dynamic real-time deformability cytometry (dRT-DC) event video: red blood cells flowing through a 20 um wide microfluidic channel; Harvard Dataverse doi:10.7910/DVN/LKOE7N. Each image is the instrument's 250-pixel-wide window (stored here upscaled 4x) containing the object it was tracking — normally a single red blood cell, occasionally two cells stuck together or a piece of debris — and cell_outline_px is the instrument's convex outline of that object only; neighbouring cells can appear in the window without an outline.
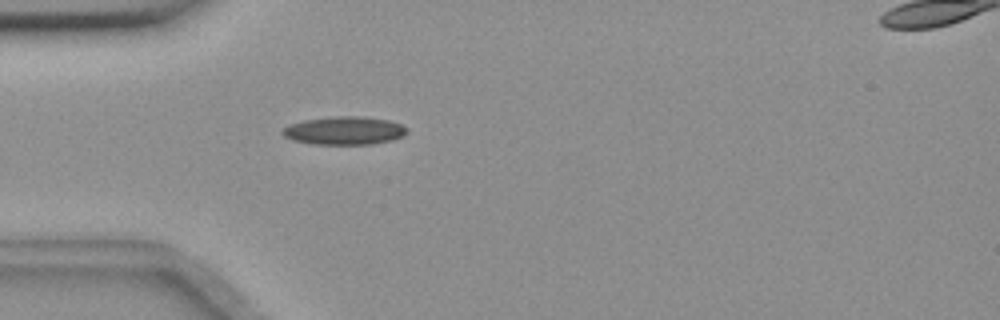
{"species": "common noctule bat (a hibernating species)", "species_latin": "Nyctalus noctula", "temperature_condition": "room temperature", "stored_images_in_passage": 40, "camera_frame_rate_fps": 3000, "um_per_image_px": 0.085, "animal": {"sex": "female", "body_mass_g": 18.4}, "frame": {"image": 1, "passage_image": 1, "time_ms": 0.0, "image_size_px": [1000, 320], "cell_outline_px": [[408, 132], [392, 140], [372, 144], [312, 144], [292, 140], [284, 136], [280, 132], [288, 124], [304, 120], [332, 116], [364, 116], [388, 120], [400, 124], [408, 128]], "centroid_in_image_um": [29.24, 11.09], "position_along_channel_um": 55.8, "area_um2": 20.52}}
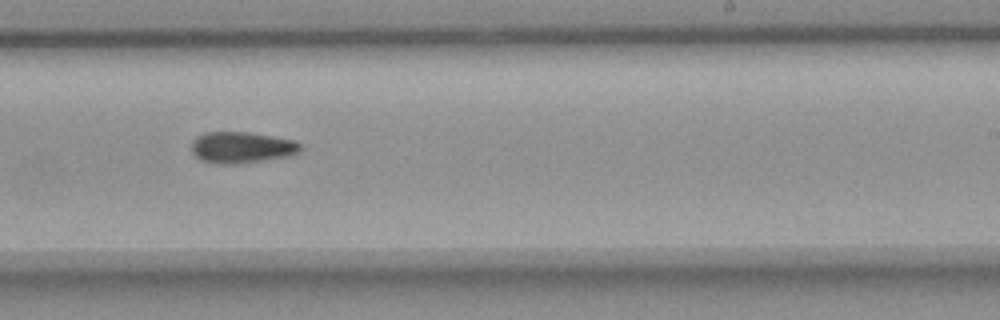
{"frame": {"image": 2, "passage_image": 19, "time_ms": 6.0, "image_size_px": [1000, 320], "cell_outline_px": [[300, 148], [296, 152], [288, 156], [264, 160], [236, 164], [220, 164], [200, 160], [192, 152], [192, 140], [196, 136], [204, 132], [248, 132], [296, 140], [300, 144]], "centroid_in_image_um": [20.49, 12.52], "position_along_channel_um": 268.5, "area_um2": 19.83}}
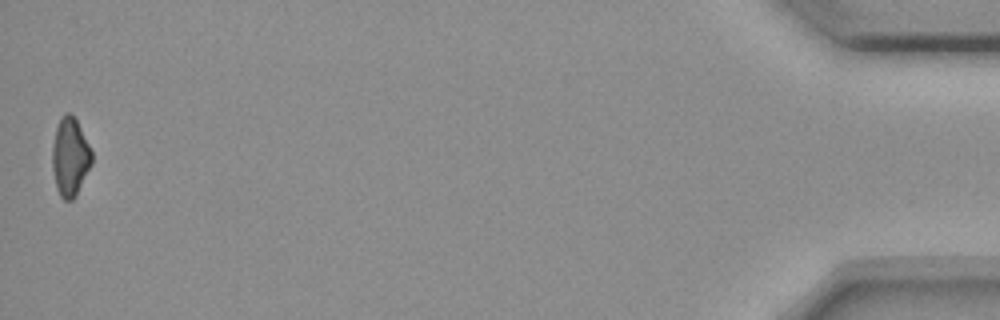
{"frame": {"image": 3, "passage_image": 40, "time_ms": 13.0, "image_size_px": [1000, 320], "cell_outline_px": [[92, 164], [76, 196], [72, 200], [64, 200], [60, 196], [56, 188], [52, 168], [52, 144], [56, 128], [60, 116], [64, 112], [68, 112], [76, 120], [92, 152]], "centroid_in_image_um": [5.94, 13.36], "position_along_channel_um": 429.3, "area_um2": 18.09}, "authors_computed_cell_mechanics": {"area_um2": 19.1318, "velocity_mm_per_s": 3.6442, "shape_relaxation_time_tau1_ms": null, "shape_relaxation_time_tau2_ms": 8.8866, "deformation_change_tau1": null, "deformation_change_tau2": 0.1589}}